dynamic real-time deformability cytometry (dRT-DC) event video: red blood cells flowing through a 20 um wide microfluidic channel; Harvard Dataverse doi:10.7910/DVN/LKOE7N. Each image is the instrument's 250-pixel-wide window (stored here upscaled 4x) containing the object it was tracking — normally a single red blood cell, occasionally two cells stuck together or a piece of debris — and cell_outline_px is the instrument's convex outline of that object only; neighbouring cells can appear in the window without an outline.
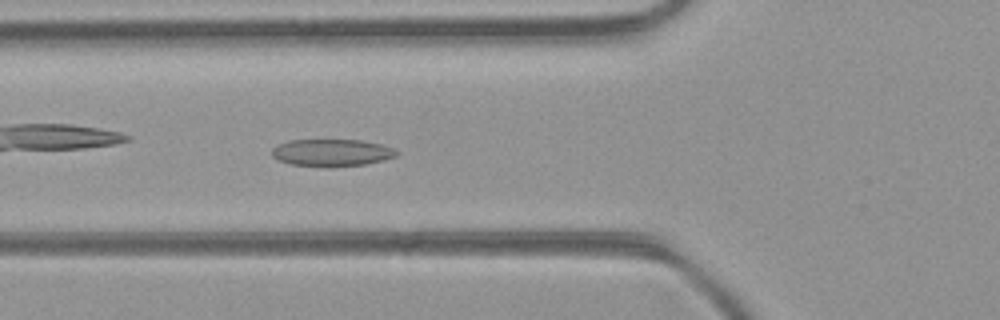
{"species": "common noctule bat (a hibernating species)", "species_latin": "Nyctalus noctula", "temperature_condition": "room temperature", "stored_images_in_passage": 47, "camera_frame_rate_fps": 3000, "um_per_image_px": 0.085, "animal": {"sex": "female", "body_mass_g": 21.9}, "frame": {"image": 1, "passage_image": 16, "time_ms": 5.0, "image_size_px": [1000, 320], "cell_outline_px": [[400, 152], [396, 156], [384, 160], [364, 164], [328, 168], [324, 168], [292, 164], [276, 160], [272, 156], [272, 148], [276, 144], [288, 140], [360, 140], [380, 144], [392, 148]], "centroid_in_image_um": [28.15, 12.99], "position_along_channel_um": 97.6, "area_um2": 20.06}}
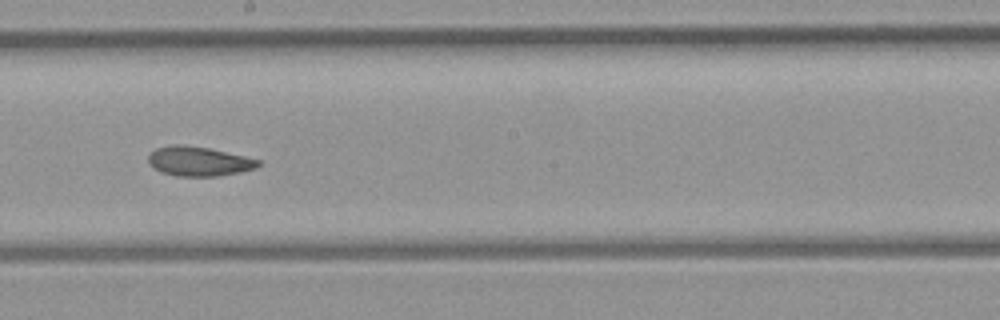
{"frame": {"image": 2, "passage_image": 25, "time_ms": 8.0, "image_size_px": [1000, 320], "cell_outline_px": [[260, 164], [256, 168], [240, 172], [216, 176], [176, 176], [160, 172], [148, 164], [148, 156], [156, 148], [172, 144], [180, 144], [208, 148], [244, 156], [260, 160]], "centroid_in_image_um": [16.86, 13.71], "position_along_channel_um": 231.3, "area_um2": 18.84}}
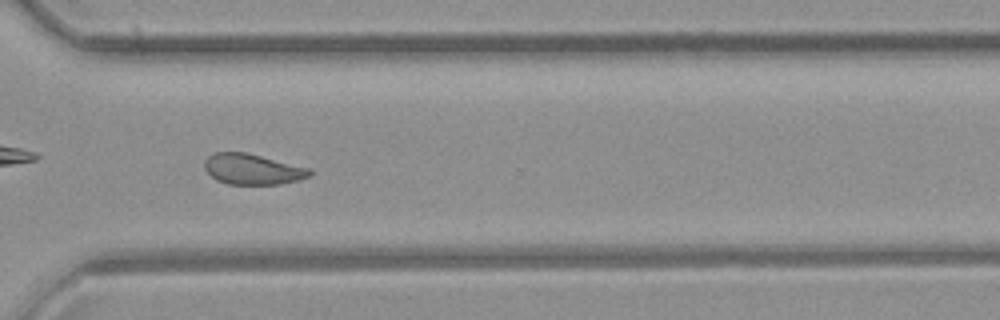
{"frame": {"image": 3, "passage_image": 33, "time_ms": 10.667, "image_size_px": [1000, 320], "cell_outline_px": [[312, 176], [300, 180], [280, 184], [228, 184], [216, 180], [204, 168], [204, 160], [208, 156], [216, 152], [248, 152], [312, 168]], "centroid_in_image_um": [21.52, 14.37], "position_along_channel_um": 349.1, "area_um2": 19.13}, "authors_computed_cell_mechanics": {"area_um2": 19.9988, "velocity_mm_per_s": 4.4293, "shape_relaxation_time_tau1_ms": null, "shape_relaxation_time_tau2_ms": 3.0156, "deformation_change_tau1": null, "deformation_change_tau2": 0.0749}}